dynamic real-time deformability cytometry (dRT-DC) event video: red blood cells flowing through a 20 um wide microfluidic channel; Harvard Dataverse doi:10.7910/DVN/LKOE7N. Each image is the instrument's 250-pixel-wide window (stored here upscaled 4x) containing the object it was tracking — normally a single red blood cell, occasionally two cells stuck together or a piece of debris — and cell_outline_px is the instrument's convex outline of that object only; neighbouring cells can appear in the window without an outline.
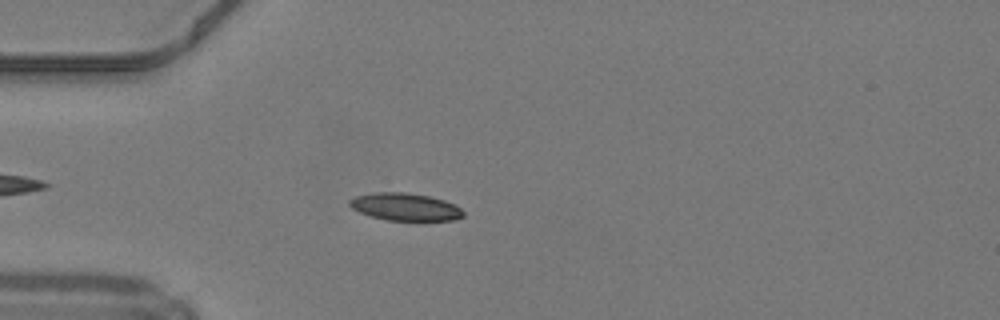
{"species": "common noctule bat (a hibernating species)", "species_latin": "Nyctalus noctula", "temperature_condition": "warm", "stored_images_in_passage": 10, "camera_frame_rate_fps": 3000, "um_per_image_px": 0.085, "animal": {"sex": "male", "body_mass_g": 19.2, "forearm_length_mm": 51.8}, "frame": {"image": 1, "passage_image": 7, "time_ms": 2.0, "image_size_px": [1000, 320], "cell_outline_px": [[464, 216], [456, 220], [388, 220], [372, 216], [360, 212], [352, 208], [348, 204], [348, 200], [356, 196], [372, 192], [408, 192], [428, 196], [444, 200], [460, 208], [464, 212]], "centroid_in_image_um": [34.43, 17.57], "position_along_channel_um": 50.6, "area_um2": 18.15}}